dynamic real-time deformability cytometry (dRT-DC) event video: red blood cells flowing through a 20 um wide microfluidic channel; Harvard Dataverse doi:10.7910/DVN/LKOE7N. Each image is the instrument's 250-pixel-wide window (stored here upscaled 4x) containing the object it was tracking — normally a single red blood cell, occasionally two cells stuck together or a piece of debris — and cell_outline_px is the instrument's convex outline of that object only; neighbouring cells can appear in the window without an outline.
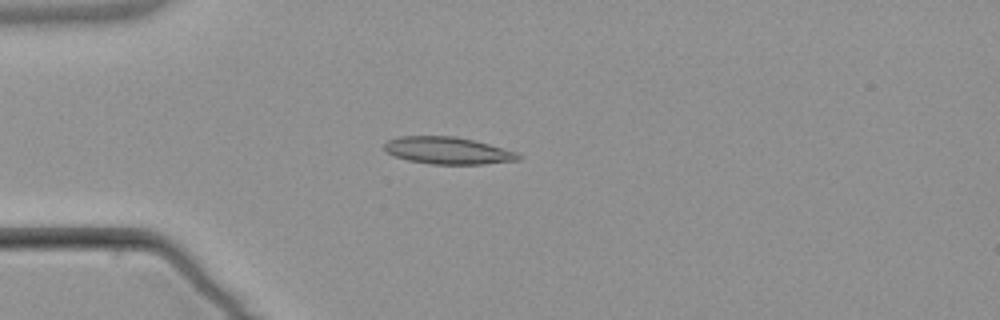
{"species": "common noctule bat (a hibernating species)", "species_latin": "Nyctalus noctula", "temperature_condition": "warm", "stored_images_in_passage": 3, "camera_frame_rate_fps": 3000, "um_per_image_px": 0.085, "animal": {"sex": "male", "body_mass_g": 21.5, "forearm_length_mm": 52.0}, "frame": {"image": 1, "passage_image": 1, "time_ms": 0.0, "image_size_px": [1000, 320], "cell_outline_px": [[524, 156], [520, 160], [484, 164], [432, 164], [408, 160], [396, 156], [388, 152], [384, 148], [384, 144], [388, 140], [400, 136], [456, 136], [488, 144], [516, 152]], "centroid_in_image_um": [38.09, 12.8], "position_along_channel_um": 46.9, "area_um2": 21.04}}
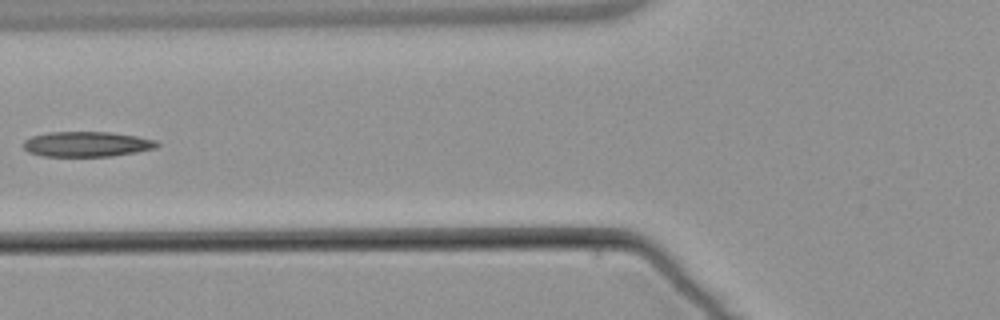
{"frame": {"image": 2, "passage_image": 3, "time_ms": 2.333, "image_size_px": [1000, 320], "cell_outline_px": [[160, 144], [156, 148], [136, 152], [112, 156], [44, 156], [28, 152], [24, 148], [24, 140], [32, 136], [48, 132], [112, 132], [136, 136], [156, 140]], "centroid_in_image_um": [7.39, 12.25], "position_along_channel_um": 118.4, "area_um2": 19.59}}